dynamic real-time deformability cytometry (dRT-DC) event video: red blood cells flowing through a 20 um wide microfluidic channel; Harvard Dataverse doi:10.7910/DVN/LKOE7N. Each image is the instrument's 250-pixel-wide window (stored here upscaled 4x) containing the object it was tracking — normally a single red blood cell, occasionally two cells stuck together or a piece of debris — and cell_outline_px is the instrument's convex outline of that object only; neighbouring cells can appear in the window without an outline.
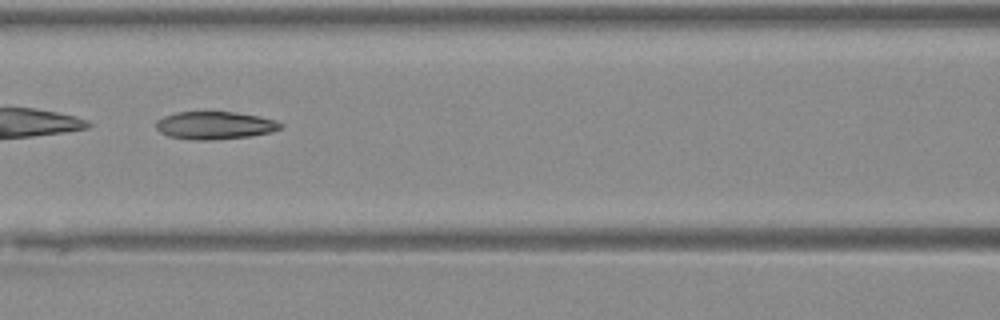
{"species": "Egyptian fruit bat (a non-hibernating species)", "species_latin": "Rousettus aegyptiacus", "temperature_condition": "warm", "stored_images_in_passage": 31, "camera_frame_rate_fps": 3000, "um_per_image_px": 0.085, "animal": {"sex": "female"}, "frame": {"image": 1, "passage_image": 10, "time_ms": 3.0, "image_size_px": [1000, 320], "cell_outline_px": [[284, 128], [272, 132], [252, 136], [204, 140], [192, 140], [168, 136], [160, 132], [156, 128], [156, 120], [164, 116], [176, 112], [232, 112], [260, 116], [276, 120], [284, 124]], "centroid_in_image_um": [18.29, 10.66], "position_along_channel_um": 148.3, "area_um2": 20.29}}
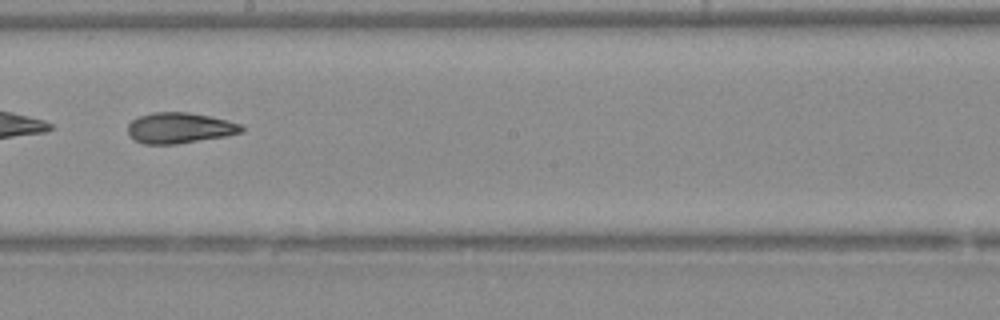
{"frame": {"image": 2, "passage_image": 16, "time_ms": 5.0, "image_size_px": [1000, 320], "cell_outline_px": [[244, 128], [240, 132], [224, 136], [172, 144], [144, 144], [136, 140], [128, 132], [128, 124], [132, 120], [140, 116], [152, 112], [188, 112], [208, 116], [240, 124]], "centroid_in_image_um": [15.22, 10.86], "position_along_channel_um": 233.0, "area_um2": 19.83}}
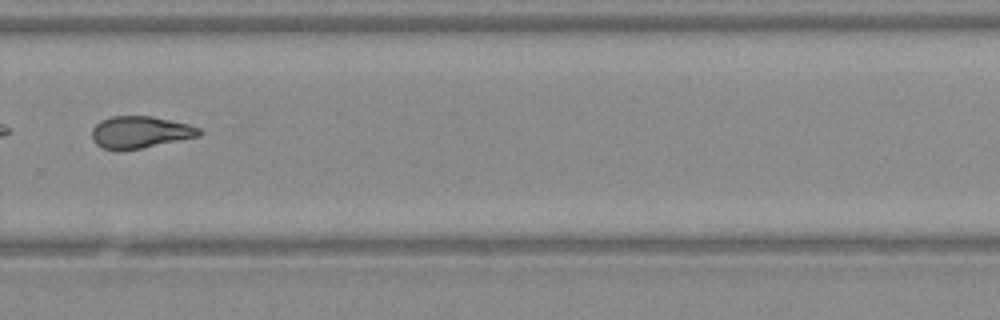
{"frame": {"image": 3, "passage_image": 22, "time_ms": 7.0, "image_size_px": [1000, 320], "cell_outline_px": [[204, 132], [200, 136], [120, 152], [116, 152], [104, 148], [96, 144], [92, 140], [92, 128], [100, 120], [112, 116], [152, 116], [188, 124], [200, 128]], "centroid_in_image_um": [11.89, 11.25], "position_along_channel_um": 317.9, "area_um2": 20.23}}